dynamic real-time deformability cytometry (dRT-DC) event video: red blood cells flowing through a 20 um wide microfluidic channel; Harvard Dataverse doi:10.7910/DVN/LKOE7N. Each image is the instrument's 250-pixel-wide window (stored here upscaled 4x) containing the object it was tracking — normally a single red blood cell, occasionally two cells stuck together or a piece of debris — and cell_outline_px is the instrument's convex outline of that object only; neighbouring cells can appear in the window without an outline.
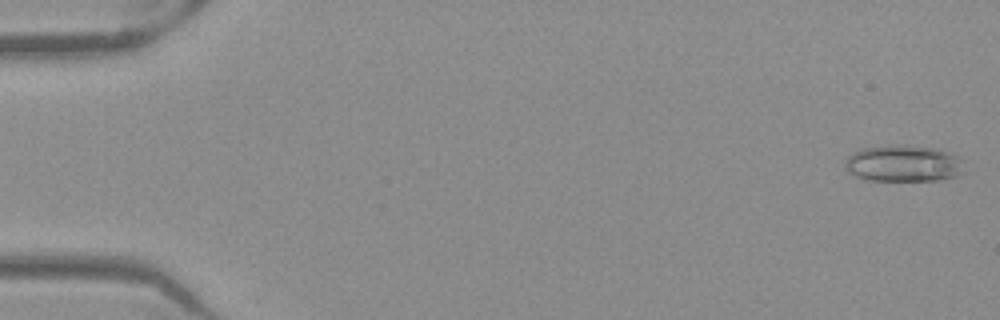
{"species": "Egyptian fruit bat (a non-hibernating species)", "species_latin": "Rousettus aegyptiacus", "temperature_condition": "warm", "stored_images_in_passage": 14, "camera_frame_rate_fps": 3000, "um_per_image_px": 0.085, "frame": {"image": 1, "passage_image": 1, "time_ms": 0.0, "image_size_px": [1000, 320], "cell_outline_px": [[968, 172], [944, 180], [864, 180], [848, 172], [844, 168], [844, 164], [848, 156], [860, 148], [888, 144], [896, 144], [936, 148], [960, 156]], "centroid_in_image_um": [76.83, 13.89], "position_along_channel_um": 8.2, "area_um2": 26.13}}
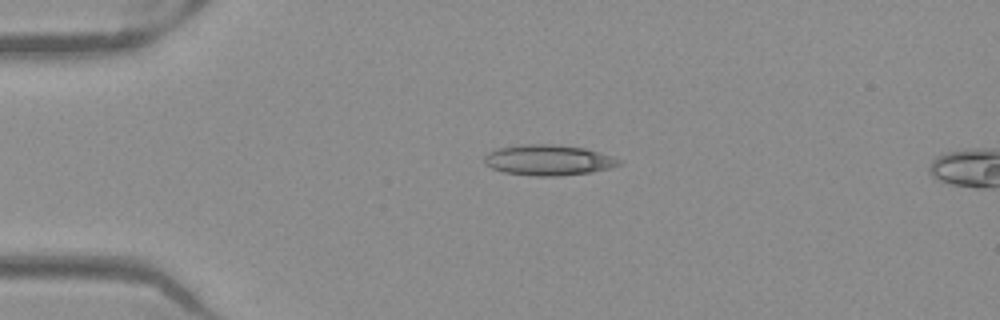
{"frame": {"image": 2, "passage_image": 12, "time_ms": 3.667, "image_size_px": [1000, 320], "cell_outline_px": [[624, 164], [612, 168], [592, 172], [560, 176], [532, 176], [504, 172], [492, 168], [484, 164], [484, 156], [488, 152], [496, 148], [520, 144], [552, 144], [584, 148], [612, 156], [620, 160]], "centroid_in_image_um": [46.61, 13.61], "position_along_channel_um": 38.4, "area_um2": 24.28}}